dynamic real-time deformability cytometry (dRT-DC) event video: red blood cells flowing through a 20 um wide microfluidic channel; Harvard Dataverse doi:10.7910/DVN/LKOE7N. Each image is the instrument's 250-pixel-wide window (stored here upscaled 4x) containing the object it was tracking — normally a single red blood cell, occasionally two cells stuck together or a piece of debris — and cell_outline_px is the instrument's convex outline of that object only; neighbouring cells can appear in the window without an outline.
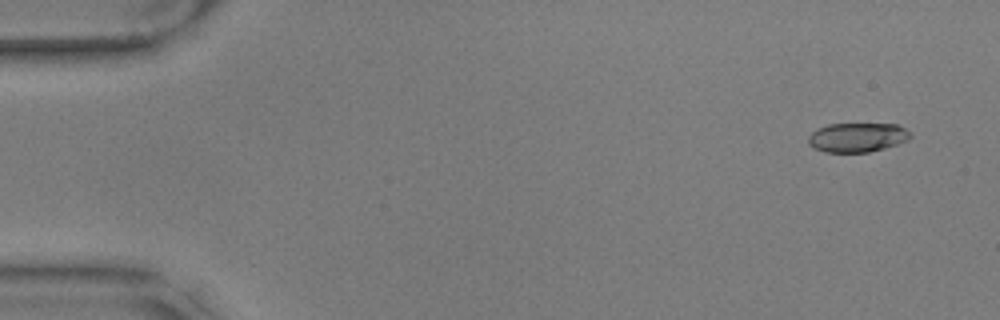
{"species": "common noctule bat (a hibernating species)", "species_latin": "Nyctalus noctula", "temperature_condition": "warm", "stored_images_in_passage": 55, "camera_frame_rate_fps": 3000, "um_per_image_px": 0.085, "animal": {"sex": "male", "body_mass_g": 17.9, "forearm_length_mm": 54.2}, "frame": {"image": 1, "passage_image": 1, "time_ms": 0.0, "image_size_px": [1000, 320], "cell_outline_px": [[912, 136], [908, 140], [884, 148], [868, 152], [824, 152], [812, 148], [808, 144], [808, 136], [816, 128], [828, 124], [896, 124], [912, 132]], "centroid_in_image_um": [72.84, 11.68], "position_along_channel_um": 12.2, "area_um2": 17.57}}
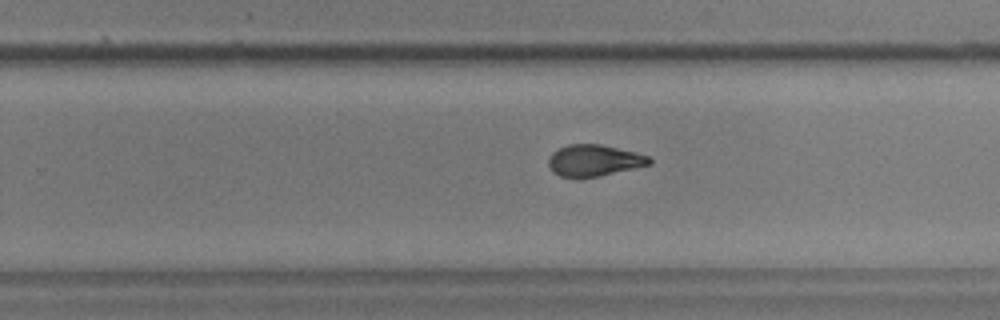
{"frame": {"image": 2, "passage_image": 34, "time_ms": 11.0, "image_size_px": [1000, 320], "cell_outline_px": [[652, 164], [600, 176], [560, 176], [552, 172], [548, 164], [548, 156], [552, 152], [568, 144], [600, 144], [636, 152], [648, 156], [652, 160]], "centroid_in_image_um": [50.5, 13.62], "position_along_channel_um": 279.3, "area_um2": 18.38}}
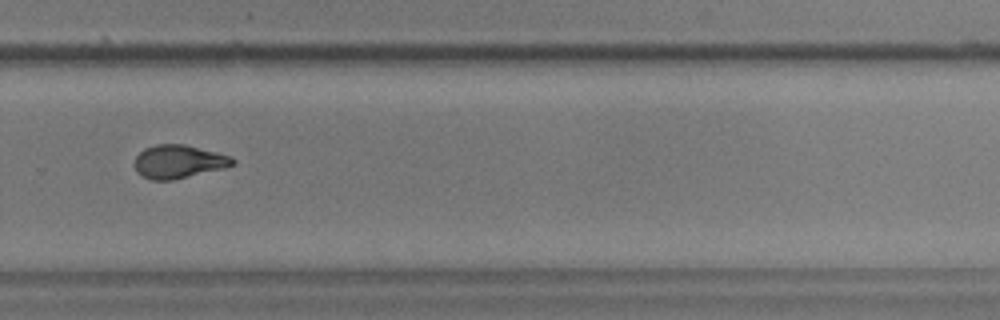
{"frame": {"image": 3, "passage_image": 37, "time_ms": 12.0, "image_size_px": [1000, 320], "cell_outline_px": [[236, 164], [224, 168], [172, 180], [152, 180], [140, 176], [136, 172], [136, 156], [144, 148], [156, 144], [184, 144], [232, 156], [236, 160]], "centroid_in_image_um": [15.19, 13.74], "position_along_channel_um": 314.6, "area_um2": 19.07}, "authors_computed_cell_mechanics": {"area_um2": 19.1318, "velocity_mm_per_s": 3.5425, "shape_relaxation_time_tau1_ms": 8.1067, "shape_relaxation_time_tau2_ms": 1.9941, "deformation_change_tau1": 0.2469, "deformation_change_tau2": 0.091}}